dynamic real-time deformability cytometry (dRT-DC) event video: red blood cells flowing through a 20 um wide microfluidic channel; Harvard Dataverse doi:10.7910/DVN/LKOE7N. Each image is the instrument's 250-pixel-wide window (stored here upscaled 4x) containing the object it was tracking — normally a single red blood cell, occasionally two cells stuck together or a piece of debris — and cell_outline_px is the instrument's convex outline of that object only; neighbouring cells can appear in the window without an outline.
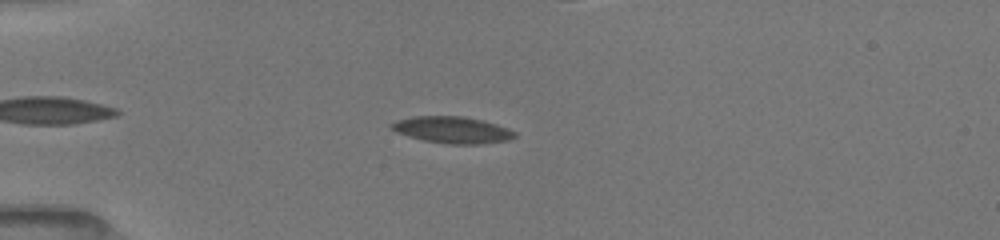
{"species": "common noctule bat (a hibernating species)", "species_latin": "Nyctalus noctula", "temperature_condition": "room temperature", "stored_images_in_passage": 55, "camera_frame_rate_fps": 3000, "um_per_image_px": 0.085, "animal": {"sex": "female", "body_mass_g": 19.5, "forearm_length_mm": 54.1}, "frame": {"image": 1, "passage_image": 9, "time_ms": 2.0, "image_size_px": [1000, 240], "cell_outline_px": [[516, 136], [508, 140], [480, 144], [452, 144], [424, 140], [408, 136], [396, 132], [388, 124], [396, 120], [416, 116], [464, 116], [496, 124], [508, 128], [516, 132]], "centroid_in_image_um": [38.44, 11.03], "position_along_channel_um": 46.6, "area_um2": 19.02}}
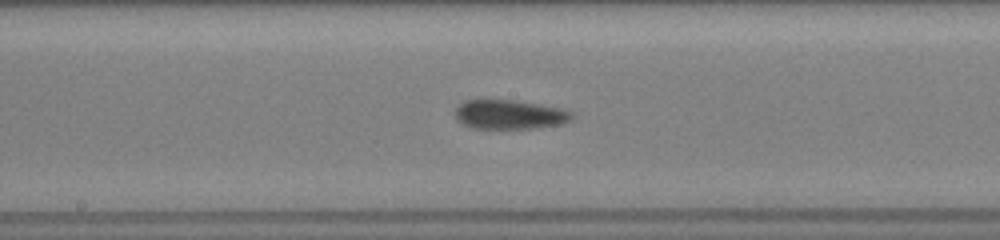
{"frame": {"image": 2, "passage_image": 24, "time_ms": 6.667, "image_size_px": [1000, 240], "cell_outline_px": [[576, 116], [560, 124], [536, 128], [472, 128], [456, 120], [456, 108], [464, 100], [476, 96], [516, 100], [540, 104], [560, 108], [572, 112]], "centroid_in_image_um": [43.24, 9.68], "position_along_channel_um": 205.0, "area_um2": 20.58}}
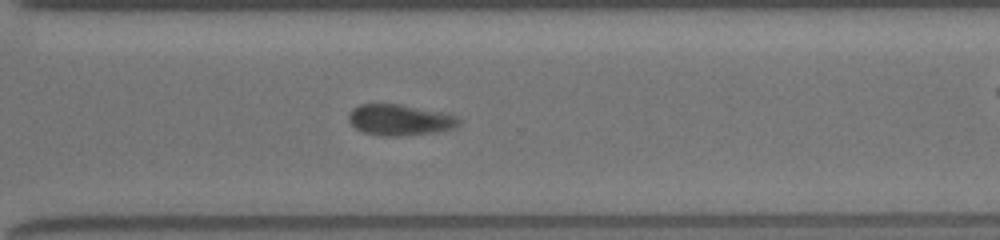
{"frame": {"image": 3, "passage_image": 38, "time_ms": 10.0, "image_size_px": [1000, 240], "cell_outline_px": [[460, 120], [452, 128], [432, 132], [400, 136], [384, 136], [364, 132], [356, 128], [348, 120], [348, 112], [352, 108], [360, 104], [400, 104], [452, 116]], "centroid_in_image_um": [33.84, 10.19], "position_along_channel_um": 336.8, "area_um2": 19.19}, "authors_computed_cell_mechanics": {"area_um2": 19.5364, "velocity_mm_per_s": 3.9659, "shape_relaxation_time_tau1_ms": 5.1398, "shape_relaxation_time_tau2_ms": 1.0858, "deformation_change_tau1": 0.1213, "deformation_change_tau2": 0.0612}}